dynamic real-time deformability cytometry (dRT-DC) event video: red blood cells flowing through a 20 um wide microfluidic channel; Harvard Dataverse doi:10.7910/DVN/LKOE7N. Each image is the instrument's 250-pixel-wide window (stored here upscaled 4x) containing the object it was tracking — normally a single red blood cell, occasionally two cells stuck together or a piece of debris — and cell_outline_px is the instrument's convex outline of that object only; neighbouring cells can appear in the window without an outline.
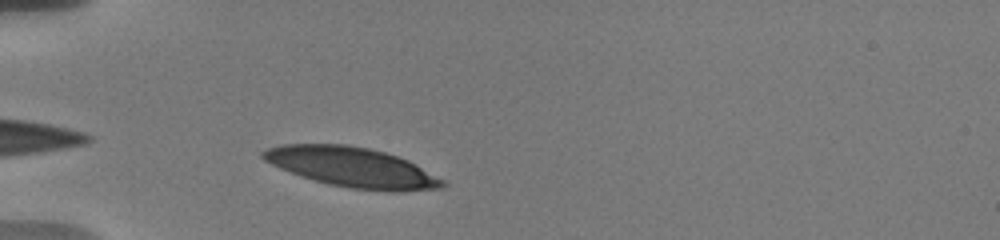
{"species": "human", "species_latin": "Homo sapiens", "temperature_condition": "warm", "stored_images_in_passage": 19, "camera_frame_rate_fps": 3000, "um_per_image_px": 0.085, "donor": {"sex": "male"}, "frame": {"image": 1, "passage_image": 3, "time_ms": 0.667, "image_size_px": [1000, 240], "cell_outline_px": [[448, 184], [444, 188], [392, 192], [348, 188], [328, 184], [300, 176], [280, 168], [264, 160], [260, 156], [260, 152], [268, 148], [280, 144], [344, 144], [368, 148], [384, 152], [408, 160], [444, 180]], "centroid_in_image_um": [29.92, 14.22], "position_along_channel_um": 55.1, "area_um2": 41.73}}
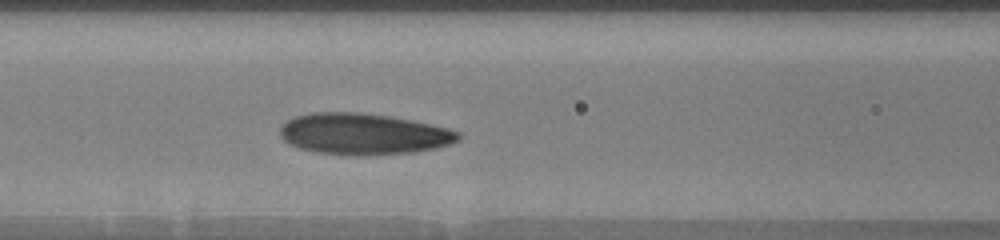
{"frame": {"image": 2, "passage_image": 11, "time_ms": 3.333, "image_size_px": [1000, 240], "cell_outline_px": [[460, 140], [452, 144], [436, 148], [416, 152], [368, 156], [356, 156], [316, 152], [300, 148], [284, 140], [280, 136], [280, 128], [288, 120], [296, 116], [312, 112], [360, 112], [388, 116], [412, 120], [432, 124], [448, 128], [460, 132]], "centroid_in_image_um": [30.94, 11.4], "position_along_channel_um": 135.7, "area_um2": 43.18}}
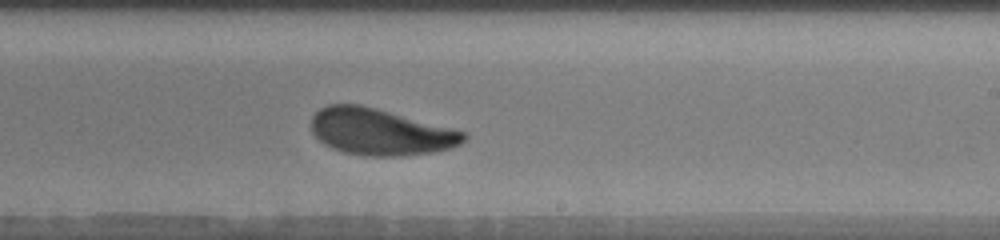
{"frame": {"image": 3, "passage_image": 19, "time_ms": 6.667, "image_size_px": [1000, 240], "cell_outline_px": [[468, 136], [460, 144], [452, 148], [432, 152], [404, 156], [364, 156], [344, 152], [332, 148], [324, 144], [312, 132], [312, 116], [320, 108], [328, 104], [360, 104], [376, 108], [452, 128], [464, 132]], "centroid_in_image_um": [32.32, 11.21], "position_along_channel_um": 256.7, "area_um2": 41.27}}